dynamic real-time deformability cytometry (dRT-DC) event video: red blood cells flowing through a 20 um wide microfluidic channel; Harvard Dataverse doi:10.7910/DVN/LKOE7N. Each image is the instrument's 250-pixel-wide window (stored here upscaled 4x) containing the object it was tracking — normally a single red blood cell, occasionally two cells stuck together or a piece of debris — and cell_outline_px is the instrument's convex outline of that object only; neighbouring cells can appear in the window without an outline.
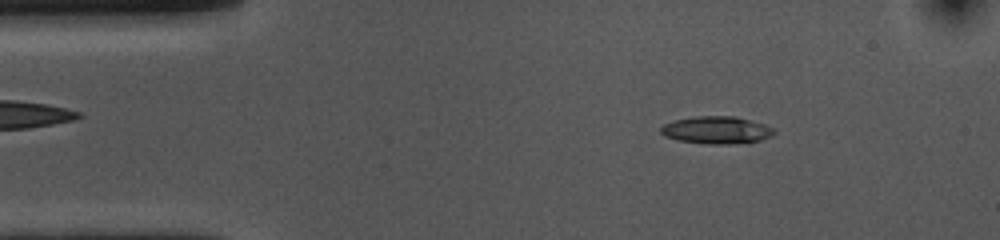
{"species": "common noctule bat (a hibernating species)", "species_latin": "Nyctalus noctula", "temperature_condition": "cold", "stored_images_in_passage": 53, "camera_frame_rate_fps": 3000, "um_per_image_px": 0.085, "animal": {"sex": "female", "body_mass_g": 10.0, "forearm_length_mm": 53.1}, "frame": {"image": 1, "passage_image": 7, "time_ms": 2.0, "image_size_px": [1000, 240], "cell_outline_px": [[776, 132], [772, 136], [760, 140], [728, 144], [704, 144], [676, 140], [664, 136], [660, 132], [660, 128], [664, 124], [676, 120], [696, 116], [736, 116], [764, 124], [772, 128]], "centroid_in_image_um": [60.88, 11.06], "position_along_channel_um": 24.1, "area_um2": 18.09}}
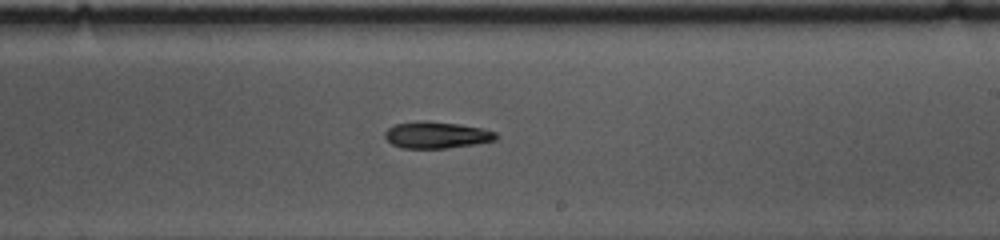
{"frame": {"image": 2, "passage_image": 30, "time_ms": 9.667, "image_size_px": [1000, 240], "cell_outline_px": [[500, 136], [496, 140], [476, 144], [448, 148], [400, 148], [392, 144], [384, 136], [384, 132], [388, 128], [396, 124], [424, 120], [456, 124], [480, 128], [496, 132]], "centroid_in_image_um": [37.11, 11.48], "position_along_channel_um": 251.9, "area_um2": 17.22}}
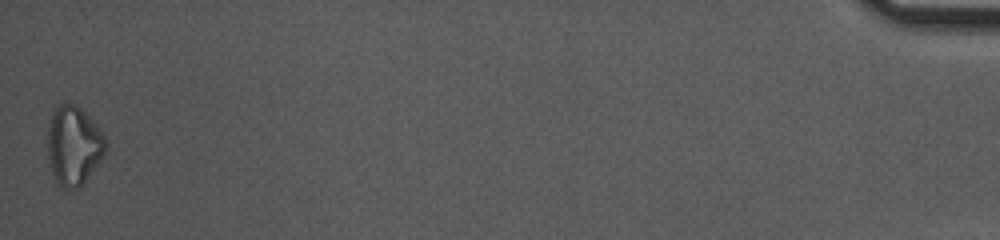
{"frame": {"image": 3, "passage_image": 53, "time_ms": 17.333, "image_size_px": [1000, 240], "cell_outline_px": [[108, 144], [104, 156], [84, 184], [80, 188], [64, 188], [56, 180], [52, 172], [48, 156], [48, 128], [52, 112], [60, 104], [76, 104], [84, 112], [108, 140]], "centroid_in_image_um": [6.29, 12.4], "position_along_channel_um": 428.9, "area_um2": 26.65}, "authors_computed_cell_mechanics": {"area_um2": 17.5712, "velocity_mm_per_s": 3.6329, "shape_relaxation_time_tau1_ms": 5.3503, "shape_relaxation_time_tau2_ms": null, "deformation_change_tau1": 0.1268, "deformation_change_tau2": null}}